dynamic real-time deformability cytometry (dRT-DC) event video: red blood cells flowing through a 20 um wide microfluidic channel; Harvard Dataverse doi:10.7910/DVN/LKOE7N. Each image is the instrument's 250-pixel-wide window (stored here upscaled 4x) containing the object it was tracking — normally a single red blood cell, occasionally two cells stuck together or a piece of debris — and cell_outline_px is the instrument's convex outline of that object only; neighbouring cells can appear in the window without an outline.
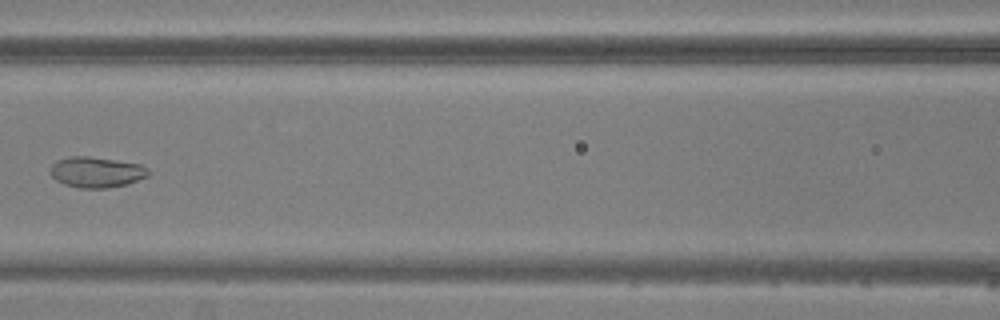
{"species": "common noctule bat (a hibernating species)", "species_latin": "Nyctalus noctula", "temperature_condition": "warm", "stored_images_in_passage": 4, "camera_frame_rate_fps": 3000, "um_per_image_px": 0.085, "animal": {"sex": "male", "body_mass_g": 20.5, "forearm_length_mm": 52.5}, "frame": {"image": 1, "passage_image": 3, "time_ms": 2.333, "image_size_px": [1000, 320], "cell_outline_px": [[152, 172], [148, 176], [128, 184], [108, 188], [80, 188], [64, 184], [56, 180], [48, 172], [52, 164], [56, 160], [72, 156], [88, 156], [140, 164]], "centroid_in_image_um": [8.18, 14.64], "position_along_channel_um": 158.4, "area_um2": 17.63}}